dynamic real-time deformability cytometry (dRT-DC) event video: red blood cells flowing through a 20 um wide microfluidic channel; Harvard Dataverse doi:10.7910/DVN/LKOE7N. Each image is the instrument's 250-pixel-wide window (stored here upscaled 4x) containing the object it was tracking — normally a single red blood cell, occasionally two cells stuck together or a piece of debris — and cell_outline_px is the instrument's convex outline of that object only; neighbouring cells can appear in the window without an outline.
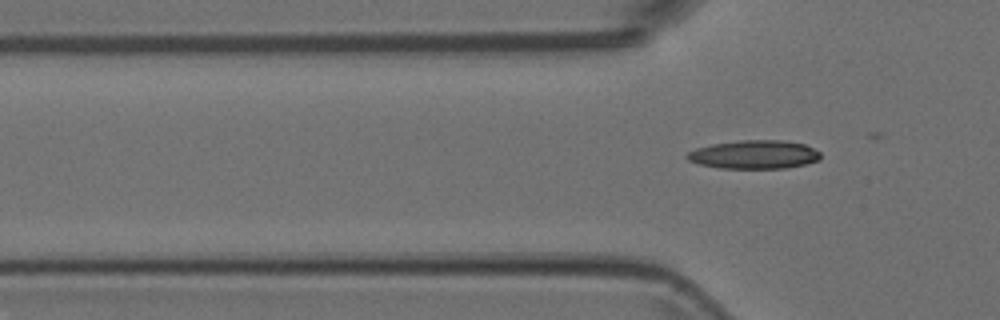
{"species": "Egyptian fruit bat (a non-hibernating species)", "species_latin": "Rousettus aegyptiacus", "temperature_condition": "room temperature", "stored_images_in_passage": 7, "segment_of_instrument_passage": [2, 2], "camera_frame_rate_fps": 3000, "um_per_image_px": 0.085, "animal": {"sex": "female"}, "frame": {"image": 1, "passage_image": 7, "time_ms": 2.0, "image_size_px": [1000, 320], "cell_outline_px": [[820, 160], [788, 168], [720, 168], [700, 164], [688, 160], [684, 156], [688, 152], [696, 148], [712, 144], [740, 140], [780, 140], [804, 144], [820, 152]], "centroid_in_image_um": [64.1, 13.13], "position_along_channel_um": 61.7, "area_um2": 22.14}}